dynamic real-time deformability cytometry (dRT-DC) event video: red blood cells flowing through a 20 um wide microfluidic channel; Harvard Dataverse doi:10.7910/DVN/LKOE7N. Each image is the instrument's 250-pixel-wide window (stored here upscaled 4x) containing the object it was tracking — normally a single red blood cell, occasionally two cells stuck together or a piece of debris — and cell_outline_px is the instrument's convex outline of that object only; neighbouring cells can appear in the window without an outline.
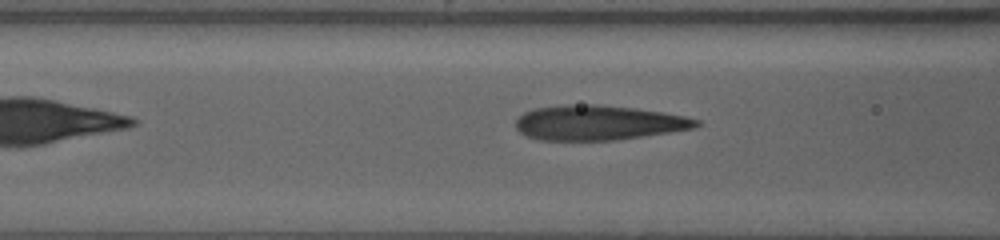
{"species": "human", "species_latin": "Homo sapiens", "temperature_condition": "warm", "stored_images_in_passage": 58, "camera_frame_rate_fps": 3000, "um_per_image_px": 0.085, "donor": {"sex": "female"}, "frame": {"image": 1, "passage_image": 4, "time_ms": 1.0, "image_size_px": [1000, 240], "cell_outline_px": [[700, 124], [692, 128], [668, 132], [612, 140], [540, 140], [528, 136], [520, 132], [516, 128], [516, 120], [524, 112], [536, 108], [568, 104], [596, 104], [632, 108], [660, 112], [684, 116], [700, 120]], "centroid_in_image_um": [50.81, 10.42], "position_along_channel_um": 115.8, "area_um2": 36.13}}
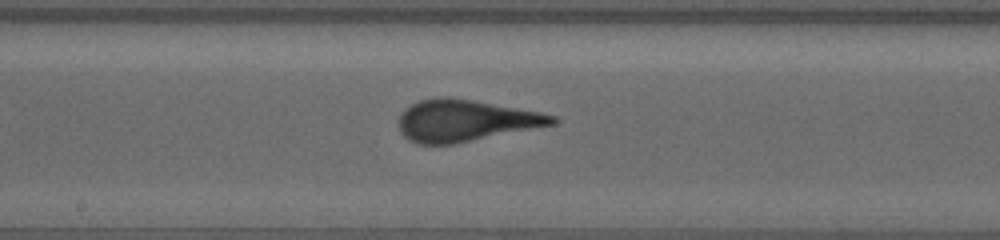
{"frame": {"image": 2, "passage_image": 23, "time_ms": 7.333, "image_size_px": [1000, 240], "cell_outline_px": [[556, 124], [456, 144], [416, 144], [408, 140], [400, 132], [400, 116], [404, 108], [420, 100], [440, 96], [448, 96], [472, 100], [540, 112], [556, 116]], "centroid_in_image_um": [39.53, 10.26], "position_along_channel_um": 208.7, "area_um2": 37.28}}
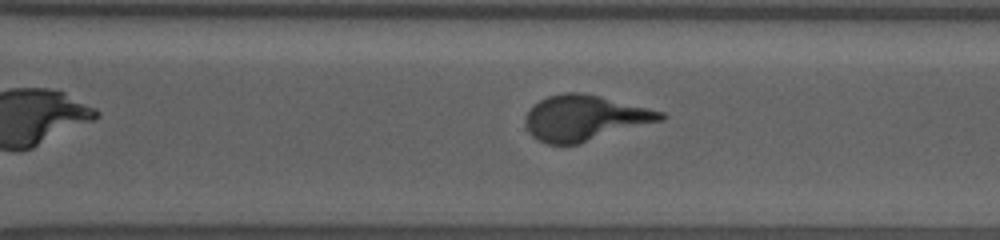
{"frame": {"image": 3, "passage_image": 46, "time_ms": 15.0, "image_size_px": [1000, 240], "cell_outline_px": [[668, 116], [664, 120], [580, 144], [548, 144], [532, 136], [528, 132], [524, 124], [524, 116], [532, 104], [548, 96], [564, 92], [580, 92], [600, 96], [664, 112]], "centroid_in_image_um": [49.69, 10.03], "position_along_channel_um": 320.9, "area_um2": 36.18}}